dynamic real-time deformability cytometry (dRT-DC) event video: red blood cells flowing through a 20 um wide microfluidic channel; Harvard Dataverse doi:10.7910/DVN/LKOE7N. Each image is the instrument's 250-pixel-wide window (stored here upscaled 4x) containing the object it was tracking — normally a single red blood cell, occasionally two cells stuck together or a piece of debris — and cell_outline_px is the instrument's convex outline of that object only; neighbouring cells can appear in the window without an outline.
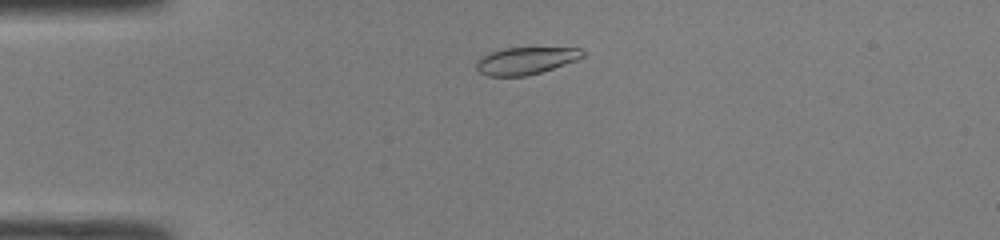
{"species": "common noctule bat (a hibernating species)", "species_latin": "Nyctalus noctula", "temperature_condition": "room temperature", "stored_images_in_passage": 41, "camera_frame_rate_fps": 3000, "um_per_image_px": 0.085, "animal": {"sex": "male", "body_mass_g": 19.0, "forearm_length_mm": 50.8}, "frame": {"image": 1, "passage_image": 5, "time_ms": 1.333, "image_size_px": [1000, 240], "cell_outline_px": [[584, 56], [576, 60], [540, 72], [524, 76], [488, 76], [480, 72], [476, 68], [476, 60], [480, 56], [488, 52], [504, 48], [580, 48], [584, 52]], "centroid_in_image_um": [44.62, 5.15], "position_along_channel_um": 40.4, "area_um2": 16.76}}
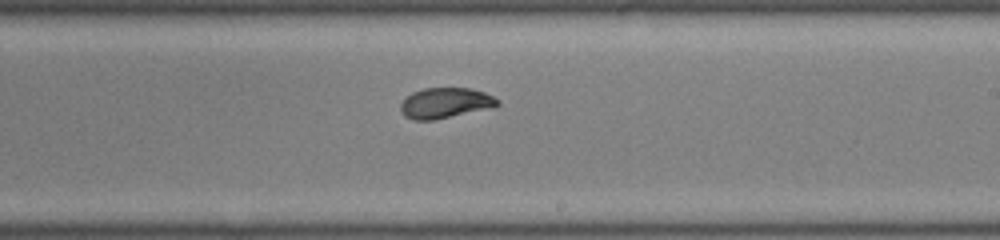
{"frame": {"image": 2, "passage_image": 22, "time_ms": 7.0, "image_size_px": [1000, 240], "cell_outline_px": [[500, 104], [496, 108], [432, 120], [412, 120], [404, 116], [400, 112], [400, 104], [412, 92], [424, 88], [472, 88], [484, 92], [500, 100]], "centroid_in_image_um": [37.89, 8.76], "position_along_channel_um": 251.1, "area_um2": 17.51}}
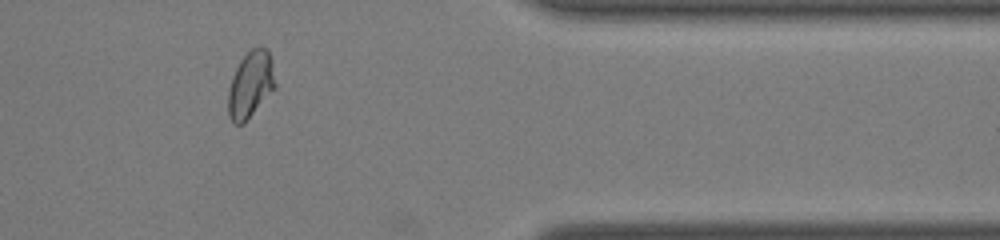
{"frame": {"image": 3, "passage_image": 33, "time_ms": 10.667, "image_size_px": [1000, 240], "cell_outline_px": [[276, 88], [244, 124], [232, 124], [228, 116], [228, 88], [232, 76], [240, 60], [252, 48], [268, 48], [272, 60], [276, 84]], "centroid_in_image_um": [21.3, 7.22], "position_along_channel_um": 390.1, "area_um2": 18.55}, "authors_computed_cell_mechanics": {"area_um2": 17.6868, "velocity_mm_per_s": 4.277, "shape_relaxation_time_tau1_ms": 4.4974, "shape_relaxation_time_tau2_ms": 0.7353, "deformation_change_tau1": 0.1653, "deformation_change_tau2": 0.0371}}